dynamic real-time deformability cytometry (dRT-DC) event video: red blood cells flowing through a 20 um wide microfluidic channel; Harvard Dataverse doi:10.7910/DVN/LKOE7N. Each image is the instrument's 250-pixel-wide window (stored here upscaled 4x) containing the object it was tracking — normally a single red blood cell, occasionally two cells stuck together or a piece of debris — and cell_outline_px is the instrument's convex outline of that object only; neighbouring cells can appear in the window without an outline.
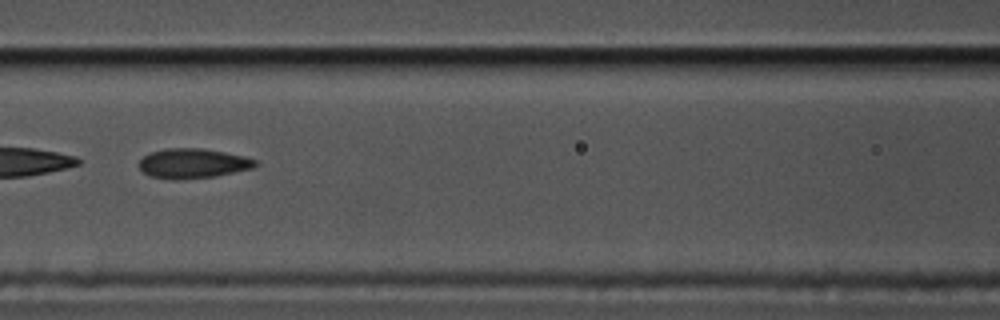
{"species": "common noctule bat (a hibernating species)", "species_latin": "Nyctalus noctula", "temperature_condition": "cold", "stored_images_in_passage": 37, "camera_frame_rate_fps": 3000, "um_per_image_px": 0.085, "animal": {"sex": "male", "body_mass_g": 17.5, "forearm_length_mm": 52.3}, "frame": {"image": 1, "passage_image": 11, "time_ms": 3.333, "image_size_px": [1000, 320], "cell_outline_px": [[260, 164], [252, 168], [216, 176], [180, 180], [176, 180], [148, 176], [140, 168], [140, 160], [144, 156], [152, 152], [168, 148], [204, 148], [244, 156], [256, 160]], "centroid_in_image_um": [16.41, 13.89], "position_along_channel_um": 150.2, "area_um2": 20.17}, "authors_computed_cell_mechanics": {"area_um2": 20.1144, "velocity_mm_per_s": 3.5627, "shape_relaxation_time_tau1_ms": 3.3376, "shape_relaxation_time_tau2_ms": 2.0098, "deformation_change_tau1": 0.1229, "deformation_change_tau2": 0.0982}}